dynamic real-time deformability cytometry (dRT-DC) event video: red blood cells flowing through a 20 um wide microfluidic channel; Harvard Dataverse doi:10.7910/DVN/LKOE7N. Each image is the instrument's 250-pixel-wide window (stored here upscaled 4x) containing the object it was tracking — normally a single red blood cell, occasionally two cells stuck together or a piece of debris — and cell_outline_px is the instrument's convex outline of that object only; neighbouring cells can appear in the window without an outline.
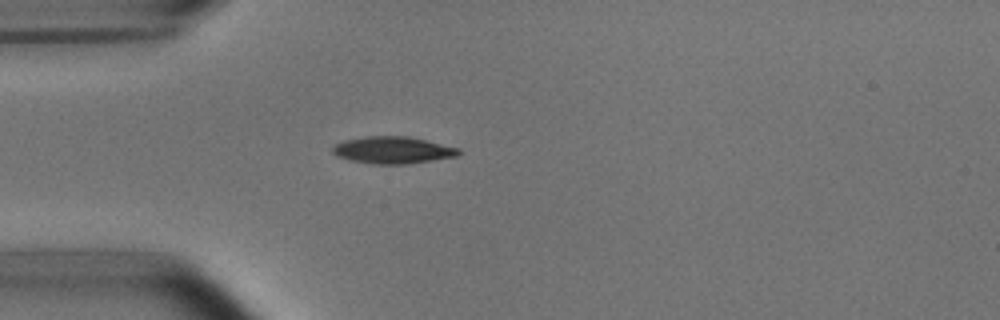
{"species": "common noctule bat (a hibernating species)", "species_latin": "Nyctalus noctula", "temperature_condition": "room temperature", "stored_images_in_passage": 1, "camera_frame_rate_fps": 3000, "um_per_image_px": 0.085, "animal": {"sex": "male", "body_mass_g": 15.6}, "frame": {"image": 1, "passage_image": 1, "time_ms": 0.0, "image_size_px": [1000, 320], "cell_outline_px": [[460, 156], [404, 164], [372, 164], [352, 160], [336, 156], [332, 152], [332, 148], [336, 144], [344, 140], [364, 136], [408, 136], [460, 148]], "centroid_in_image_um": [33.39, 12.75], "position_along_channel_um": 51.6, "area_um2": 19.83}}